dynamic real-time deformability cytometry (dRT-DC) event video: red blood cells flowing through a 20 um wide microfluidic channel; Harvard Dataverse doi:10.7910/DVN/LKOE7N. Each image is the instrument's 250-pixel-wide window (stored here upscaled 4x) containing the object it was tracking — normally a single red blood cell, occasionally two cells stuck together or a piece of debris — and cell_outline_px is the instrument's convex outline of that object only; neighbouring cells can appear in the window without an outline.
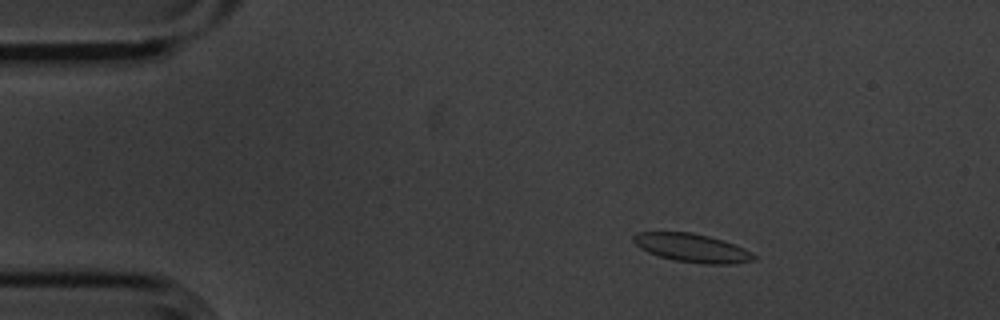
{"species": "common noctule bat (a hibernating species)", "species_latin": "Nyctalus noctula", "temperature_condition": "cold", "stored_images_in_passage": 50, "camera_frame_rate_fps": 3000, "um_per_image_px": 0.085, "animal": {"sex": "male", "body_mass_g": 20.1, "forearm_length_mm": 53.5}, "frame": {"image": 1, "passage_image": 3, "time_ms": 0.667, "image_size_px": [1000, 320], "cell_outline_px": [[756, 260], [732, 264], [704, 264], [676, 260], [660, 256], [648, 252], [640, 248], [632, 240], [632, 236], [636, 232], [692, 232], [724, 240], [744, 248], [756, 256]], "centroid_in_image_um": [58.83, 21.07], "position_along_channel_um": 26.2, "area_um2": 19.94}}
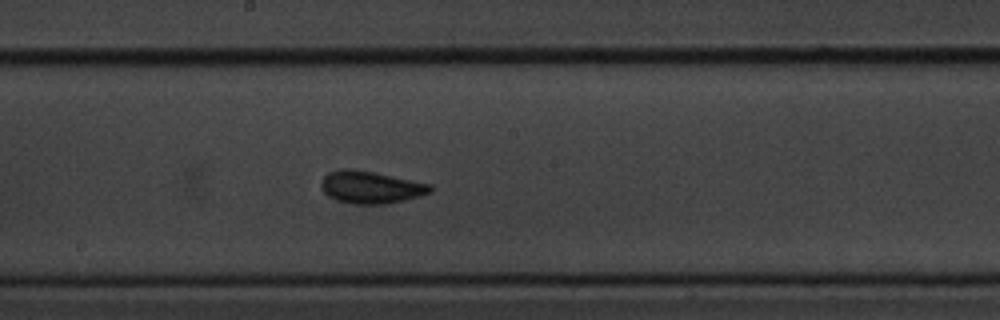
{"frame": {"image": 2, "passage_image": 24, "time_ms": 7.667, "image_size_px": [1000, 320], "cell_outline_px": [[432, 192], [420, 196], [388, 204], [352, 204], [336, 200], [328, 196], [320, 188], [320, 180], [328, 172], [344, 168], [352, 168], [432, 184]], "centroid_in_image_um": [31.48, 15.92], "position_along_channel_um": 216.7, "area_um2": 20.75}}
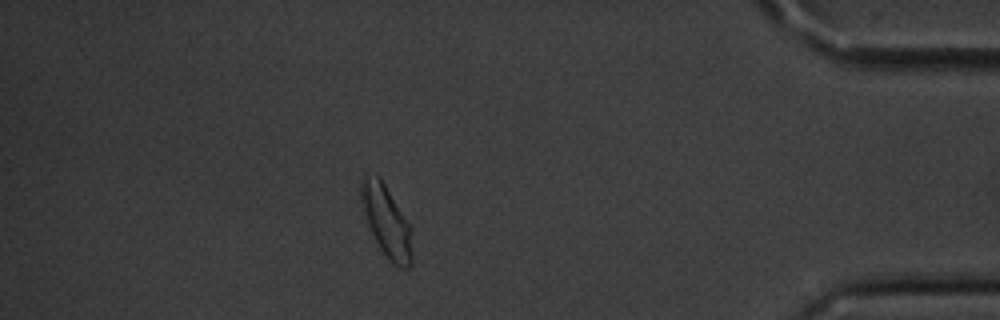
{"frame": {"image": 3, "passage_image": 43, "time_ms": 14.0, "image_size_px": [1000, 320], "cell_outline_px": [[412, 264], [408, 268], [400, 268], [392, 264], [388, 260], [380, 248], [360, 208], [360, 180], [364, 176], [380, 176], [408, 224], [412, 256]], "centroid_in_image_um": [32.8, 18.81], "position_along_channel_um": 402.4, "area_um2": 20.87}, "authors_computed_cell_mechanics": {"area_um2": 19.4497, "velocity_mm_per_s": 3.5916, "shape_relaxation_time_tau1_ms": 5.0854, "shape_relaxation_time_tau2_ms": 1.3297, "deformation_change_tau1": 0.1222, "deformation_change_tau2": 0.0794}}